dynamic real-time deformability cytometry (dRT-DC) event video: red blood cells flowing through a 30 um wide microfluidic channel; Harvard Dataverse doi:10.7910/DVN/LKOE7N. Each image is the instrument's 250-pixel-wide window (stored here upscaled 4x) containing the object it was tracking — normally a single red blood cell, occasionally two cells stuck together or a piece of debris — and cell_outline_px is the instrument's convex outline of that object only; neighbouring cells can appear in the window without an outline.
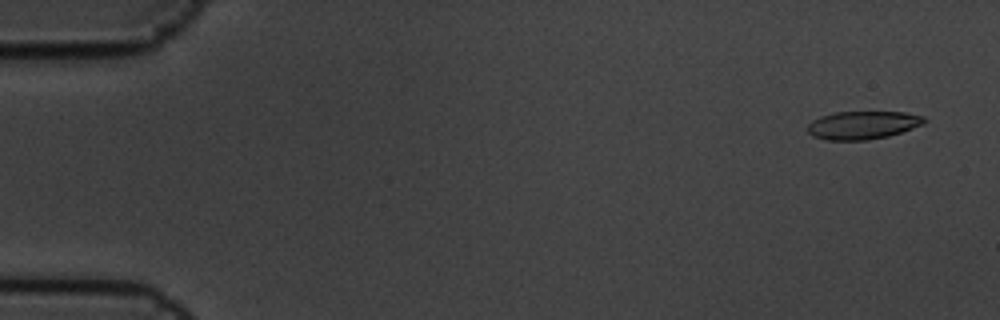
{"species": "common noctule bat (a hibernating species)", "species_latin": "Nyctalus noctula", "temperature_condition": "cold", "stored_images_in_passage": 5, "camera_frame_rate_fps": 3000, "um_per_image_px": 0.085, "animal": {"sex": "male", "body_mass_g": 19.5, "forearm_length_mm": 54.6}, "frame": {"image": 1, "passage_image": 1, "time_ms": 0.0, "image_size_px": [1000, 320], "cell_outline_px": [[928, 120], [924, 124], [888, 136], [868, 140], [828, 140], [812, 136], [808, 132], [808, 124], [812, 120], [820, 116], [836, 112], [904, 112], [924, 116]], "centroid_in_image_um": [73.34, 10.63], "position_along_channel_um": 11.7, "area_um2": 19.13}}
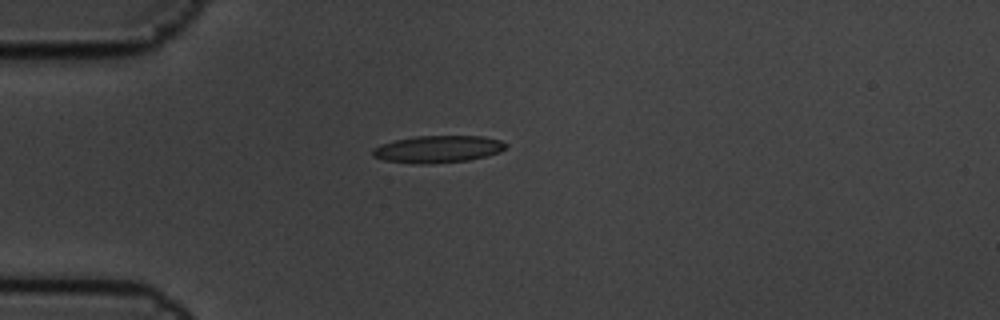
{"frame": {"image": 2, "passage_image": 5, "time_ms": 1.333, "image_size_px": [1000, 320], "cell_outline_px": [[508, 144], [500, 152], [468, 160], [420, 164], [384, 160], [372, 156], [372, 148], [380, 144], [396, 140], [416, 136], [484, 136], [500, 140]], "centroid_in_image_um": [37.2, 12.66], "position_along_channel_um": 47.8, "area_um2": 20.87}}